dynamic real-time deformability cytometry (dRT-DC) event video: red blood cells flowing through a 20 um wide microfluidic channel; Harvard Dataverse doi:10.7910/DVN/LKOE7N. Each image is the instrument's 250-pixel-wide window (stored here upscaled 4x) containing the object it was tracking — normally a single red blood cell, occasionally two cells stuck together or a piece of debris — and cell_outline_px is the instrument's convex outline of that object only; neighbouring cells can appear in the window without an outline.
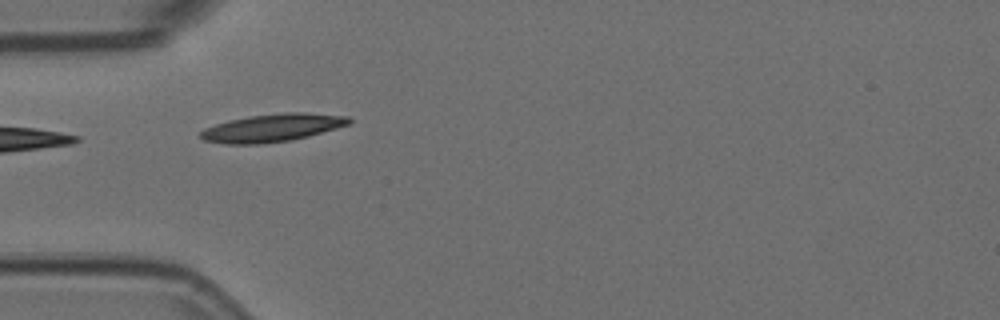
{"species": "Egyptian fruit bat (a non-hibernating species)", "species_latin": "Rousettus aegyptiacus", "temperature_condition": "room temperature", "stored_images_in_passage": 3, "camera_frame_rate_fps": 3000, "um_per_image_px": 0.085, "animal": {"sex": "female"}, "frame": {"image": 1, "passage_image": 2, "time_ms": 0.333, "image_size_px": [1000, 320], "cell_outline_px": [[352, 124], [308, 136], [292, 140], [260, 144], [224, 144], [204, 140], [200, 136], [200, 132], [204, 128], [228, 120], [248, 116], [284, 112], [304, 112], [348, 116], [352, 120]], "centroid_in_image_um": [23.17, 10.86], "position_along_channel_um": 61.8, "area_um2": 24.28}}
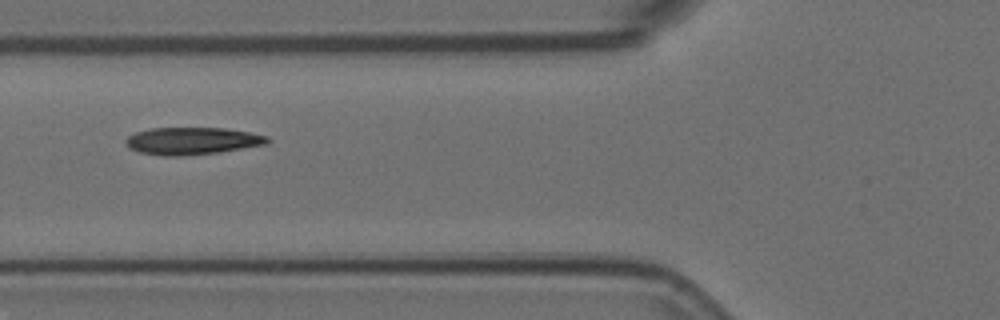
{"frame": {"image": 2, "passage_image": 3, "time_ms": 0.667, "image_size_px": [1000, 320], "cell_outline_px": [[272, 140], [268, 144], [220, 152], [180, 156], [164, 156], [140, 152], [132, 148], [124, 140], [128, 136], [136, 132], [152, 128], [224, 128], [248, 132], [268, 136]], "centroid_in_image_um": [16.39, 11.98], "position_along_channel_um": 109.4, "area_um2": 22.43}}